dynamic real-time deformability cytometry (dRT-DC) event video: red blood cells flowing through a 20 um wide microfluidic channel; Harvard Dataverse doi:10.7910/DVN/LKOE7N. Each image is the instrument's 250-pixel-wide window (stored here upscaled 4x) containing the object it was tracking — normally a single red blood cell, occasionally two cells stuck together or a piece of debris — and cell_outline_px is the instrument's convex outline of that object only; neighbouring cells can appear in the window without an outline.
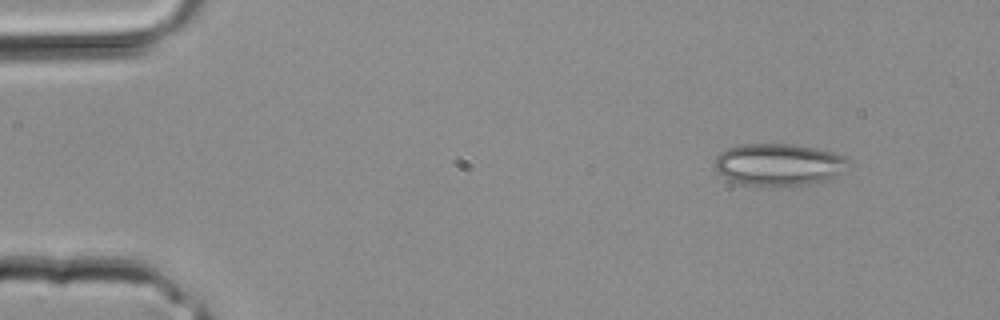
{"species": "common noctule bat (a hibernating species)", "species_latin": "Nyctalus noctula", "temperature_condition": "room temperature", "stored_images_in_passage": 3, "camera_frame_rate_fps": 3000, "um_per_image_px": 0.085, "animal": {"sex": "male", "body_mass_g": 20.4}, "frame": {"image": 1, "passage_image": 1, "time_ms": 0.0, "image_size_px": [1000, 320], "cell_outline_px": [[852, 164], [844, 172], [836, 176], [824, 180], [808, 184], [784, 188], [768, 188], [736, 184], [716, 172], [716, 156], [720, 152], [728, 148], [740, 144], [796, 144], [836, 152], [852, 160]], "centroid_in_image_um": [66.23, 14.02], "position_along_channel_um": 18.8, "area_um2": 34.1}}